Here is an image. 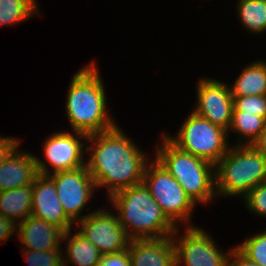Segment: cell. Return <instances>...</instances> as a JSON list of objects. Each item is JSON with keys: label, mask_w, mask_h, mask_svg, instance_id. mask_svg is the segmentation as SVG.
Segmentation results:
<instances>
[{"label": "cell", "mask_w": 266, "mask_h": 266, "mask_svg": "<svg viewBox=\"0 0 266 266\" xmlns=\"http://www.w3.org/2000/svg\"><path fill=\"white\" fill-rule=\"evenodd\" d=\"M86 140L92 141L93 145L87 146L85 152L94 149L86 162L87 170L96 187L108 186L109 198L143 182L147 166L146 155L118 126L88 135Z\"/></svg>", "instance_id": "cell-1"}, {"label": "cell", "mask_w": 266, "mask_h": 266, "mask_svg": "<svg viewBox=\"0 0 266 266\" xmlns=\"http://www.w3.org/2000/svg\"><path fill=\"white\" fill-rule=\"evenodd\" d=\"M69 85L66 115L77 137L86 140L116 126L106 112V93L94 62L76 73Z\"/></svg>", "instance_id": "cell-2"}, {"label": "cell", "mask_w": 266, "mask_h": 266, "mask_svg": "<svg viewBox=\"0 0 266 266\" xmlns=\"http://www.w3.org/2000/svg\"><path fill=\"white\" fill-rule=\"evenodd\" d=\"M110 199L131 240L165 238L175 232L177 226L162 212L143 182L115 193Z\"/></svg>", "instance_id": "cell-3"}, {"label": "cell", "mask_w": 266, "mask_h": 266, "mask_svg": "<svg viewBox=\"0 0 266 266\" xmlns=\"http://www.w3.org/2000/svg\"><path fill=\"white\" fill-rule=\"evenodd\" d=\"M162 146L156 148L155 159L177 180L196 204L208 203L215 195V166L204 159L184 152L163 134Z\"/></svg>", "instance_id": "cell-4"}, {"label": "cell", "mask_w": 266, "mask_h": 266, "mask_svg": "<svg viewBox=\"0 0 266 266\" xmlns=\"http://www.w3.org/2000/svg\"><path fill=\"white\" fill-rule=\"evenodd\" d=\"M215 168L216 195L245 196L258 184L266 182V156L252 145L228 149Z\"/></svg>", "instance_id": "cell-5"}, {"label": "cell", "mask_w": 266, "mask_h": 266, "mask_svg": "<svg viewBox=\"0 0 266 266\" xmlns=\"http://www.w3.org/2000/svg\"><path fill=\"white\" fill-rule=\"evenodd\" d=\"M166 138L178 149L204 159L214 166L226 155L229 146L227 130L196 115L193 111L176 137Z\"/></svg>", "instance_id": "cell-6"}, {"label": "cell", "mask_w": 266, "mask_h": 266, "mask_svg": "<svg viewBox=\"0 0 266 266\" xmlns=\"http://www.w3.org/2000/svg\"><path fill=\"white\" fill-rule=\"evenodd\" d=\"M143 183L162 212L176 226L178 221L189 223L196 205L177 180L156 159L147 164Z\"/></svg>", "instance_id": "cell-7"}, {"label": "cell", "mask_w": 266, "mask_h": 266, "mask_svg": "<svg viewBox=\"0 0 266 266\" xmlns=\"http://www.w3.org/2000/svg\"><path fill=\"white\" fill-rule=\"evenodd\" d=\"M39 174L49 175L57 191V197L66 213L74 222L80 221L79 217L95 190L96 184L86 166L72 170L49 172L48 164L36 157Z\"/></svg>", "instance_id": "cell-8"}, {"label": "cell", "mask_w": 266, "mask_h": 266, "mask_svg": "<svg viewBox=\"0 0 266 266\" xmlns=\"http://www.w3.org/2000/svg\"><path fill=\"white\" fill-rule=\"evenodd\" d=\"M176 232L177 227L172 235L176 266H229L231 250L224 254L202 229L188 225L180 242L175 239Z\"/></svg>", "instance_id": "cell-9"}, {"label": "cell", "mask_w": 266, "mask_h": 266, "mask_svg": "<svg viewBox=\"0 0 266 266\" xmlns=\"http://www.w3.org/2000/svg\"><path fill=\"white\" fill-rule=\"evenodd\" d=\"M80 233L93 243L102 255L118 253L128 249L130 238L122 228L118 215L96 210L81 217Z\"/></svg>", "instance_id": "cell-10"}, {"label": "cell", "mask_w": 266, "mask_h": 266, "mask_svg": "<svg viewBox=\"0 0 266 266\" xmlns=\"http://www.w3.org/2000/svg\"><path fill=\"white\" fill-rule=\"evenodd\" d=\"M196 93L198 103L193 112L228 131L234 108L231 88L218 80L202 78Z\"/></svg>", "instance_id": "cell-11"}, {"label": "cell", "mask_w": 266, "mask_h": 266, "mask_svg": "<svg viewBox=\"0 0 266 266\" xmlns=\"http://www.w3.org/2000/svg\"><path fill=\"white\" fill-rule=\"evenodd\" d=\"M32 216L61 228L71 230L73 221L66 215L49 175L38 174L33 182Z\"/></svg>", "instance_id": "cell-12"}, {"label": "cell", "mask_w": 266, "mask_h": 266, "mask_svg": "<svg viewBox=\"0 0 266 266\" xmlns=\"http://www.w3.org/2000/svg\"><path fill=\"white\" fill-rule=\"evenodd\" d=\"M84 146L86 147V144L74 134L57 132L45 141L43 151L53 173H56L86 166V161L83 160Z\"/></svg>", "instance_id": "cell-13"}, {"label": "cell", "mask_w": 266, "mask_h": 266, "mask_svg": "<svg viewBox=\"0 0 266 266\" xmlns=\"http://www.w3.org/2000/svg\"><path fill=\"white\" fill-rule=\"evenodd\" d=\"M131 266H176L173 237L132 239L128 246Z\"/></svg>", "instance_id": "cell-14"}, {"label": "cell", "mask_w": 266, "mask_h": 266, "mask_svg": "<svg viewBox=\"0 0 266 266\" xmlns=\"http://www.w3.org/2000/svg\"><path fill=\"white\" fill-rule=\"evenodd\" d=\"M18 148L19 145L8 154L0 167V191L30 185L39 174L36 156Z\"/></svg>", "instance_id": "cell-15"}, {"label": "cell", "mask_w": 266, "mask_h": 266, "mask_svg": "<svg viewBox=\"0 0 266 266\" xmlns=\"http://www.w3.org/2000/svg\"><path fill=\"white\" fill-rule=\"evenodd\" d=\"M20 241L27 250L48 251L60 248L64 231L43 219L28 216L17 224Z\"/></svg>", "instance_id": "cell-16"}, {"label": "cell", "mask_w": 266, "mask_h": 266, "mask_svg": "<svg viewBox=\"0 0 266 266\" xmlns=\"http://www.w3.org/2000/svg\"><path fill=\"white\" fill-rule=\"evenodd\" d=\"M33 183L19 188L0 191V213L15 223L23 222L32 214Z\"/></svg>", "instance_id": "cell-17"}, {"label": "cell", "mask_w": 266, "mask_h": 266, "mask_svg": "<svg viewBox=\"0 0 266 266\" xmlns=\"http://www.w3.org/2000/svg\"><path fill=\"white\" fill-rule=\"evenodd\" d=\"M230 88L232 97L266 95V62L247 65Z\"/></svg>", "instance_id": "cell-18"}, {"label": "cell", "mask_w": 266, "mask_h": 266, "mask_svg": "<svg viewBox=\"0 0 266 266\" xmlns=\"http://www.w3.org/2000/svg\"><path fill=\"white\" fill-rule=\"evenodd\" d=\"M70 236V230L64 232L62 240H68L66 255L75 266H98L102 254L97 247L87 240L79 231Z\"/></svg>", "instance_id": "cell-19"}, {"label": "cell", "mask_w": 266, "mask_h": 266, "mask_svg": "<svg viewBox=\"0 0 266 266\" xmlns=\"http://www.w3.org/2000/svg\"><path fill=\"white\" fill-rule=\"evenodd\" d=\"M265 124L266 120L263 117L245 111H233L231 124L227 132L234 130L246 140L249 139L244 143L239 142L238 145H252L263 131Z\"/></svg>", "instance_id": "cell-20"}, {"label": "cell", "mask_w": 266, "mask_h": 266, "mask_svg": "<svg viewBox=\"0 0 266 266\" xmlns=\"http://www.w3.org/2000/svg\"><path fill=\"white\" fill-rule=\"evenodd\" d=\"M238 12L244 28L255 33L266 31V0H238Z\"/></svg>", "instance_id": "cell-21"}, {"label": "cell", "mask_w": 266, "mask_h": 266, "mask_svg": "<svg viewBox=\"0 0 266 266\" xmlns=\"http://www.w3.org/2000/svg\"><path fill=\"white\" fill-rule=\"evenodd\" d=\"M35 0H0V25H15L39 13Z\"/></svg>", "instance_id": "cell-22"}, {"label": "cell", "mask_w": 266, "mask_h": 266, "mask_svg": "<svg viewBox=\"0 0 266 266\" xmlns=\"http://www.w3.org/2000/svg\"><path fill=\"white\" fill-rule=\"evenodd\" d=\"M236 248L251 261L266 266V231L247 238Z\"/></svg>", "instance_id": "cell-23"}, {"label": "cell", "mask_w": 266, "mask_h": 266, "mask_svg": "<svg viewBox=\"0 0 266 266\" xmlns=\"http://www.w3.org/2000/svg\"><path fill=\"white\" fill-rule=\"evenodd\" d=\"M29 266H66L62 249H51L48 251L22 250ZM65 263V264H64Z\"/></svg>", "instance_id": "cell-24"}, {"label": "cell", "mask_w": 266, "mask_h": 266, "mask_svg": "<svg viewBox=\"0 0 266 266\" xmlns=\"http://www.w3.org/2000/svg\"><path fill=\"white\" fill-rule=\"evenodd\" d=\"M233 111H245L266 120V95L233 97Z\"/></svg>", "instance_id": "cell-25"}, {"label": "cell", "mask_w": 266, "mask_h": 266, "mask_svg": "<svg viewBox=\"0 0 266 266\" xmlns=\"http://www.w3.org/2000/svg\"><path fill=\"white\" fill-rule=\"evenodd\" d=\"M244 198L248 210L266 217V182L258 184Z\"/></svg>", "instance_id": "cell-26"}, {"label": "cell", "mask_w": 266, "mask_h": 266, "mask_svg": "<svg viewBox=\"0 0 266 266\" xmlns=\"http://www.w3.org/2000/svg\"><path fill=\"white\" fill-rule=\"evenodd\" d=\"M98 266H131L128 249L101 256Z\"/></svg>", "instance_id": "cell-27"}, {"label": "cell", "mask_w": 266, "mask_h": 266, "mask_svg": "<svg viewBox=\"0 0 266 266\" xmlns=\"http://www.w3.org/2000/svg\"><path fill=\"white\" fill-rule=\"evenodd\" d=\"M19 144L16 137H0V167L8 154Z\"/></svg>", "instance_id": "cell-28"}, {"label": "cell", "mask_w": 266, "mask_h": 266, "mask_svg": "<svg viewBox=\"0 0 266 266\" xmlns=\"http://www.w3.org/2000/svg\"><path fill=\"white\" fill-rule=\"evenodd\" d=\"M17 224L0 213V241L8 240L17 229Z\"/></svg>", "instance_id": "cell-29"}, {"label": "cell", "mask_w": 266, "mask_h": 266, "mask_svg": "<svg viewBox=\"0 0 266 266\" xmlns=\"http://www.w3.org/2000/svg\"><path fill=\"white\" fill-rule=\"evenodd\" d=\"M229 257L234 258L232 261L229 258V266H261L244 256L236 247L231 249Z\"/></svg>", "instance_id": "cell-30"}, {"label": "cell", "mask_w": 266, "mask_h": 266, "mask_svg": "<svg viewBox=\"0 0 266 266\" xmlns=\"http://www.w3.org/2000/svg\"><path fill=\"white\" fill-rule=\"evenodd\" d=\"M252 146L260 153L266 156V124L263 131L261 132L259 137L254 141Z\"/></svg>", "instance_id": "cell-31"}]
</instances>
